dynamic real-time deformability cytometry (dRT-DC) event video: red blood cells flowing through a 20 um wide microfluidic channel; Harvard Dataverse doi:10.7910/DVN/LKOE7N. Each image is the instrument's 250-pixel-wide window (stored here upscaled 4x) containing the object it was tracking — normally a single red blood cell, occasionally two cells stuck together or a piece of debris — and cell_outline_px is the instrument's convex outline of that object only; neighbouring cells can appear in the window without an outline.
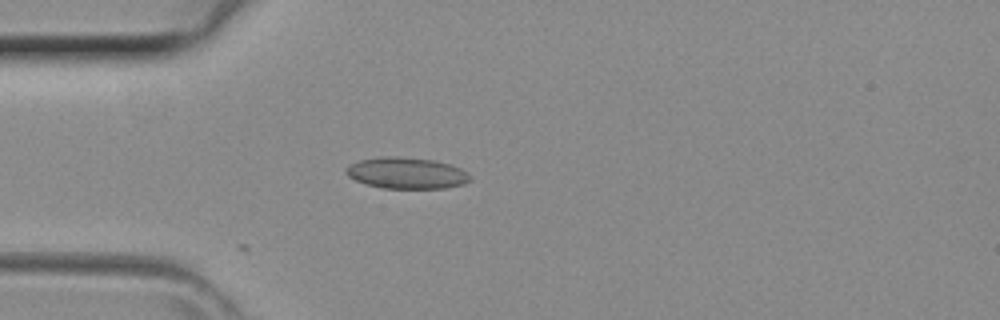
{"species": "common noctule bat (a hibernating species)", "species_latin": "Nyctalus noctula", "temperature_condition": "room temperature", "stored_images_in_passage": 12, "camera_frame_rate_fps": 3000, "um_per_image_px": 0.085, "animal": {"sex": "female", "body_mass_g": 29.2, "forearm_length_mm": 56.3}, "frame": {"image": 1, "passage_image": 12, "time_ms": 3.667, "image_size_px": [1000, 320], "cell_outline_px": [[472, 180], [464, 184], [444, 188], [384, 188], [368, 184], [356, 180], [348, 176], [344, 172], [344, 168], [348, 164], [360, 160], [380, 156], [396, 156], [436, 160], [452, 164], [468, 172], [472, 176]], "centroid_in_image_um": [34.58, 14.69], "position_along_channel_um": 50.4, "area_um2": 22.95}}